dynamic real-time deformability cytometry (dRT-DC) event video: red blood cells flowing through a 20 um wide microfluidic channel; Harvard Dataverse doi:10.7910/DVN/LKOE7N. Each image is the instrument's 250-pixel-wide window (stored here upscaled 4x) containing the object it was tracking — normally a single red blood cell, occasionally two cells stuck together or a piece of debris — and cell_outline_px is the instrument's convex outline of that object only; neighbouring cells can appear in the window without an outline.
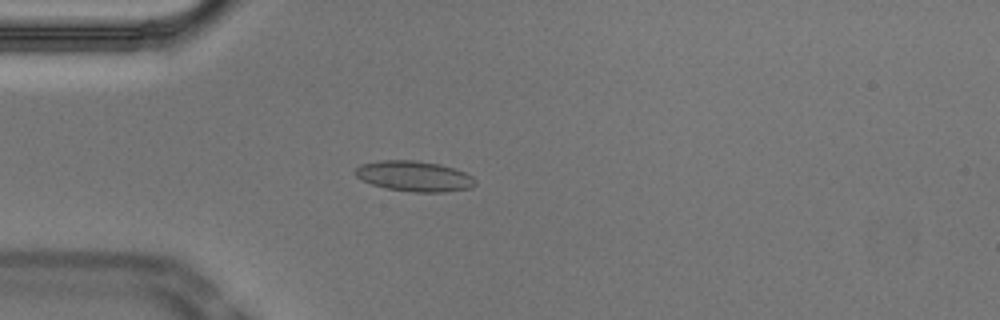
{"species": "Egyptian fruit bat (a non-hibernating species)", "species_latin": "Rousettus aegyptiacus", "temperature_condition": "cold", "stored_images_in_passage": 54, "camera_frame_rate_fps": 3000, "um_per_image_px": 0.085, "animal": {"sex": "male"}, "frame": {"image": 1, "passage_image": 15, "time_ms": 4.667, "image_size_px": [1000, 320], "cell_outline_px": [[476, 184], [472, 188], [444, 192], [412, 192], [384, 188], [372, 184], [356, 176], [352, 172], [360, 164], [380, 160], [416, 160], [440, 164], [464, 172], [472, 176], [476, 180]], "centroid_in_image_um": [35.2, 14.97], "position_along_channel_um": 49.8, "area_um2": 21.44}}
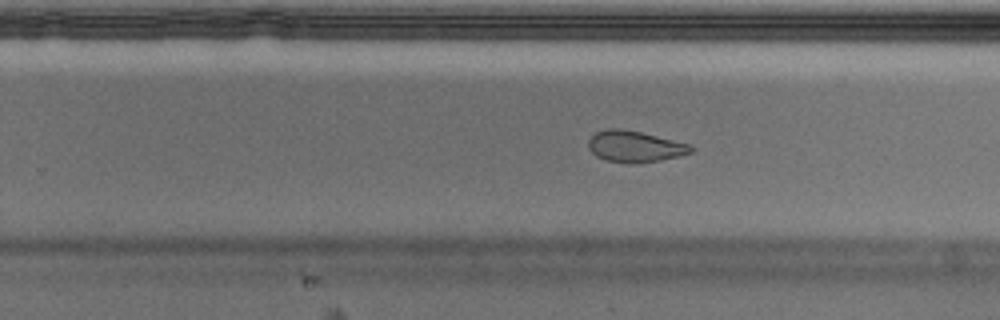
{"frame": {"image": 2, "passage_image": 34, "time_ms": 11.0, "image_size_px": [1000, 320], "cell_outline_px": [[692, 152], [680, 156], [660, 160], [636, 164], [628, 164], [608, 160], [596, 156], [588, 148], [588, 140], [596, 132], [608, 128], [620, 128], [640, 132], [688, 144], [692, 148]], "centroid_in_image_um": [53.92, 12.46], "position_along_channel_um": 275.9, "area_um2": 18.55}}
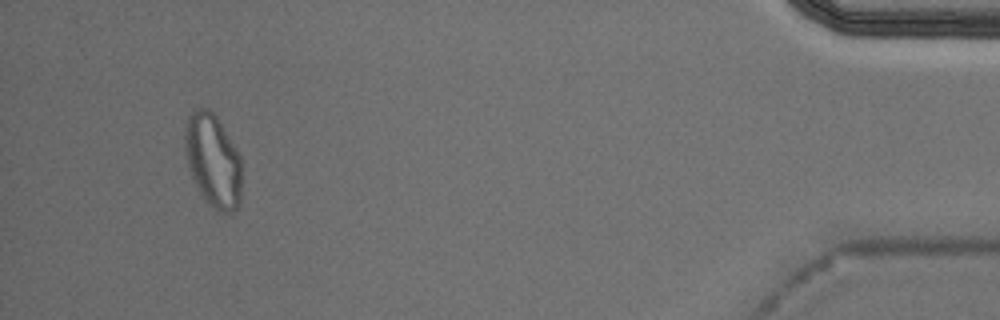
{"frame": {"image": 3, "passage_image": 51, "time_ms": 16.667, "image_size_px": [1000, 320], "cell_outline_px": [[240, 204], [232, 212], [220, 212], [208, 204], [200, 196], [188, 168], [184, 152], [184, 124], [188, 116], [192, 112], [200, 108], [208, 108], [216, 116], [240, 156]], "centroid_in_image_um": [18.05, 13.66], "position_along_channel_um": 417.1, "area_um2": 30.98}, "authors_computed_cell_mechanics": {"area_um2": 19.6809, "velocity_mm_per_s": 3.728, "shape_relaxation_time_tau1_ms": null, "shape_relaxation_time_tau2_ms": 1.2283, "deformation_change_tau1": null, "deformation_change_tau2": 0.0479}}